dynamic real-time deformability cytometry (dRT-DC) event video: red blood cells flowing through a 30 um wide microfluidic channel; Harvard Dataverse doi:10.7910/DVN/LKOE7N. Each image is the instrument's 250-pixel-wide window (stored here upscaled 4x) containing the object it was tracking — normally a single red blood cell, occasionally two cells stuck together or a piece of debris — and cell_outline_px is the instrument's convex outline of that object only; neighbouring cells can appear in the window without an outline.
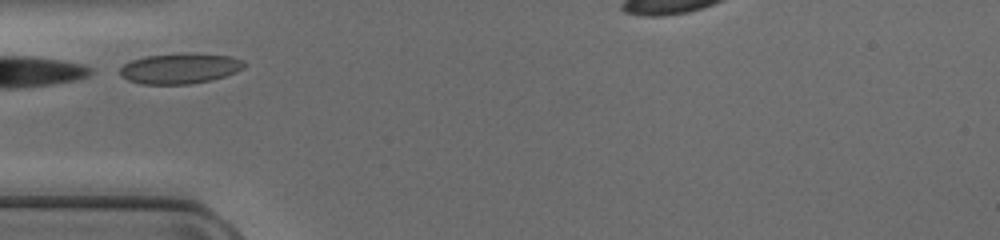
{"species": "common noctule bat (a hibernating species)", "species_latin": "Nyctalus noctula", "temperature_condition": "cold", "stored_images_in_passage": 25, "camera_frame_rate_fps": 3000, "um_per_image_px": 0.085, "animal": {"sex": "female", "body_mass_g": 17.0, "forearm_length_mm": 48.0}, "frame": {"image": 1, "passage_image": 1, "time_ms": 0.0, "image_size_px": [1000, 240], "cell_outline_px": [[244, 68], [236, 72], [212, 80], [188, 84], [140, 84], [128, 80], [120, 76], [120, 68], [124, 64], [132, 60], [144, 56], [228, 56], [244, 60]], "centroid_in_image_um": [15.24, 5.88], "position_along_channel_um": 69.8, "area_um2": 20.98}}
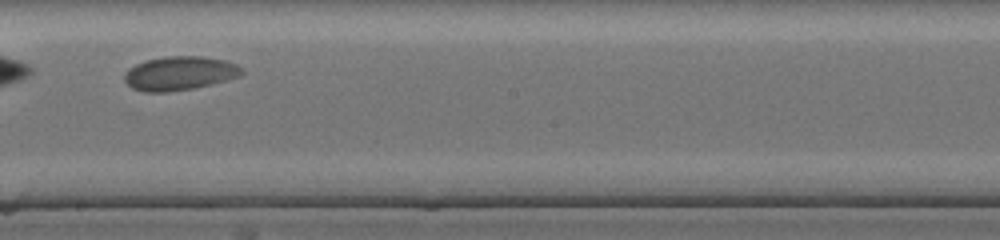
{"frame": {"image": 2, "passage_image": 13, "time_ms": 4.0, "image_size_px": [1000, 240], "cell_outline_px": [[244, 72], [240, 76], [192, 88], [168, 92], [144, 92], [132, 88], [124, 80], [124, 76], [128, 68], [144, 60], [168, 56], [200, 56], [224, 60], [236, 64]], "centroid_in_image_um": [15.22, 6.22], "position_along_channel_um": 233.0, "area_um2": 22.95}}
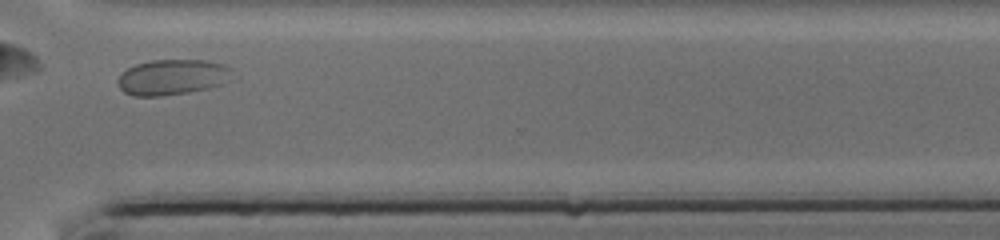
{"frame": {"image": 3, "passage_image": 22, "time_ms": 7.0, "image_size_px": [1000, 240], "cell_outline_px": [[232, 68], [224, 84], [208, 88], [160, 96], [132, 96], [124, 92], [120, 88], [116, 80], [128, 68], [136, 64], [152, 60], [204, 60], [224, 64]], "centroid_in_image_um": [14.62, 6.55], "position_along_channel_um": 356.0, "area_um2": 23.41}}